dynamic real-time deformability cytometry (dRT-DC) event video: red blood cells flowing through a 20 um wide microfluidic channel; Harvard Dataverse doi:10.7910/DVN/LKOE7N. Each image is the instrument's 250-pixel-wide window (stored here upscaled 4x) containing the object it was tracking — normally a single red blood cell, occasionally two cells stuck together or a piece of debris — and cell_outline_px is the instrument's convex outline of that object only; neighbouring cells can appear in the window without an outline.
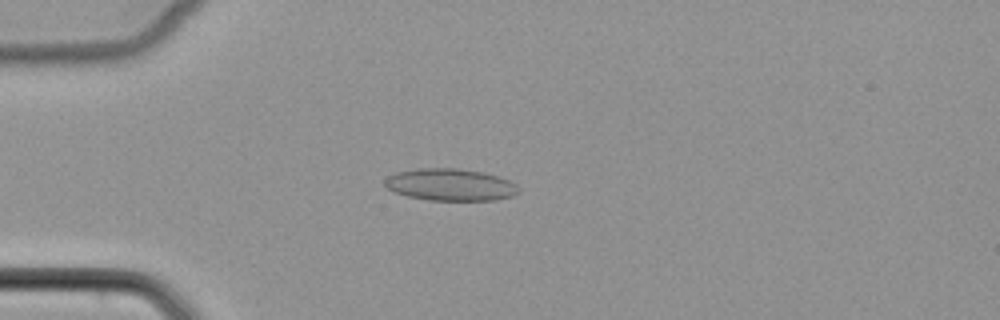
{"species": "common noctule bat (a hibernating species)", "species_latin": "Nyctalus noctula", "temperature_condition": "cold", "stored_images_in_passage": 45, "camera_frame_rate_fps": 3000, "um_per_image_px": 0.085, "animal": {"sex": "female", "body_mass_g": 22.7, "forearm_length_mm": 54.2}, "frame": {"image": 1, "passage_image": 8, "time_ms": 2.333, "image_size_px": [1000, 320], "cell_outline_px": [[520, 192], [512, 196], [496, 200], [428, 200], [408, 196], [396, 192], [388, 188], [384, 184], [384, 180], [388, 176], [396, 172], [420, 168], [456, 168], [484, 172], [500, 176], [516, 184], [520, 188]], "centroid_in_image_um": [38.32, 15.69], "position_along_channel_um": 46.7, "area_um2": 25.09}}
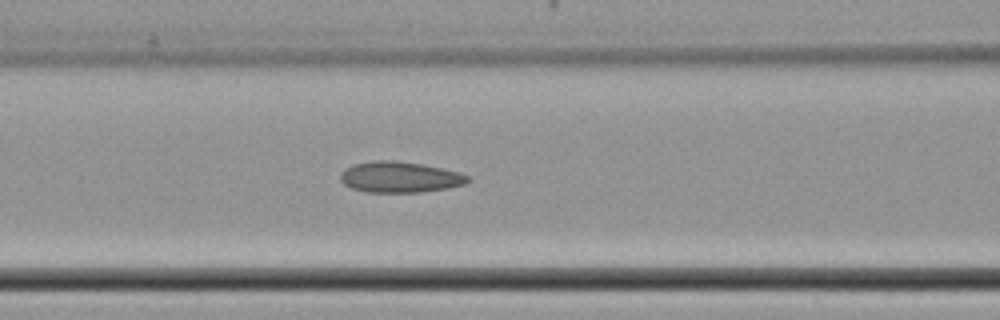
{"frame": {"image": 2, "passage_image": 16, "time_ms": 5.0, "image_size_px": [1000, 320], "cell_outline_px": [[468, 180], [464, 184], [448, 188], [420, 192], [368, 192], [352, 188], [344, 184], [340, 180], [340, 172], [344, 168], [352, 164], [372, 160], [396, 160], [420, 164], [460, 172], [468, 176]], "centroid_in_image_um": [33.92, 15.04], "position_along_channel_um": 132.7, "area_um2": 22.95}}
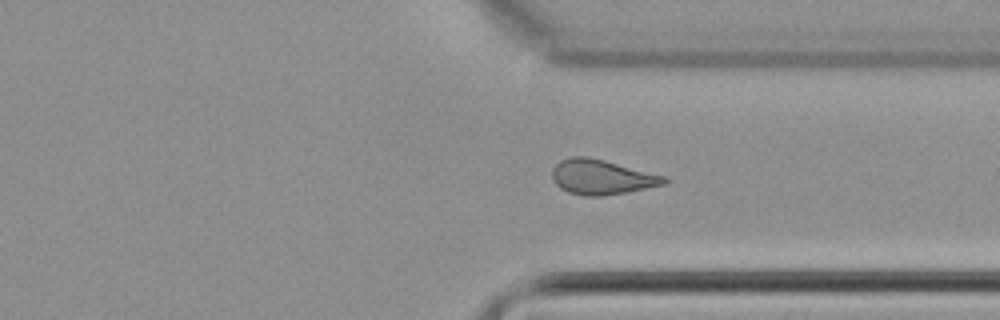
{"frame": {"image": 3, "passage_image": 33, "time_ms": 10.667, "image_size_px": [1000, 320], "cell_outline_px": [[668, 180], [664, 184], [604, 196], [584, 196], [568, 192], [560, 188], [552, 180], [552, 168], [560, 160], [572, 156], [588, 156], [668, 176]], "centroid_in_image_um": [51.12, 15.04], "position_along_channel_um": 360.3, "area_um2": 22.83}}